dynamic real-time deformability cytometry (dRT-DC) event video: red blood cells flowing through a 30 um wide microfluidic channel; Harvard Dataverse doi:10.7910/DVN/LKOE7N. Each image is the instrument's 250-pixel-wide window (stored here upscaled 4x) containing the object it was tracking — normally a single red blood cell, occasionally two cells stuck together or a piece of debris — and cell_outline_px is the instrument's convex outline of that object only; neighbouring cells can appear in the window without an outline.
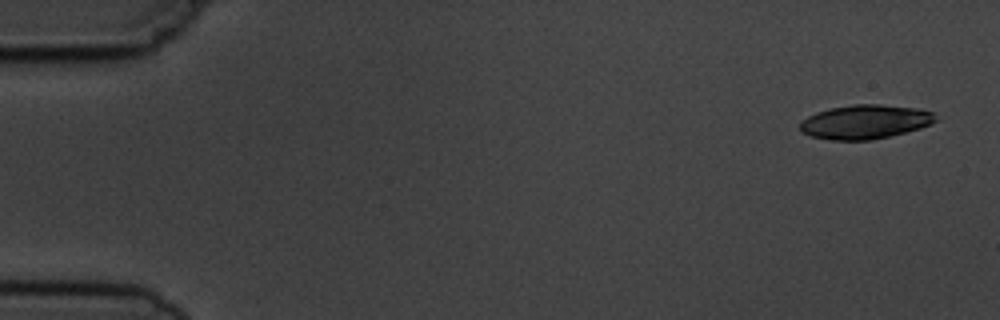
{"species": "common noctule bat (a hibernating species)", "species_latin": "Nyctalus noctula", "temperature_condition": "cold", "stored_images_in_passage": 6, "camera_frame_rate_fps": 3000, "um_per_image_px": 0.085, "animal": {"sex": "male", "body_mass_g": 19.5, "forearm_length_mm": 54.6}, "frame": {"image": 1, "passage_image": 1, "time_ms": 0.0, "image_size_px": [1000, 320], "cell_outline_px": [[940, 120], [932, 124], [920, 128], [872, 140], [828, 140], [812, 136], [800, 132], [800, 120], [816, 112], [832, 108], [852, 104], [880, 104], [920, 108], [932, 112]], "centroid_in_image_um": [73.54, 10.35], "position_along_channel_um": 11.5, "area_um2": 27.17}}
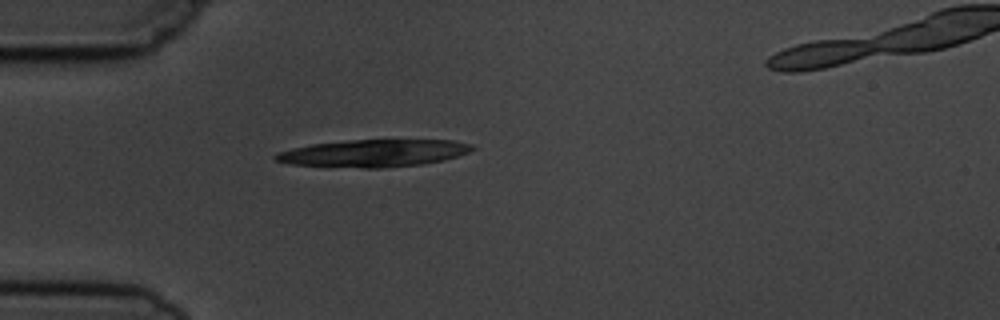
{"frame": {"image": 2, "passage_image": 5, "time_ms": 4.333, "image_size_px": [1000, 320], "cell_outline_px": [[476, 148], [468, 152], [444, 160], [420, 164], [380, 168], [360, 168], [292, 164], [276, 160], [272, 156], [276, 152], [292, 148], [312, 144], [348, 140], [452, 140], [472, 144]], "centroid_in_image_um": [31.75, 13.01], "position_along_channel_um": 53.3, "area_um2": 31.15}}